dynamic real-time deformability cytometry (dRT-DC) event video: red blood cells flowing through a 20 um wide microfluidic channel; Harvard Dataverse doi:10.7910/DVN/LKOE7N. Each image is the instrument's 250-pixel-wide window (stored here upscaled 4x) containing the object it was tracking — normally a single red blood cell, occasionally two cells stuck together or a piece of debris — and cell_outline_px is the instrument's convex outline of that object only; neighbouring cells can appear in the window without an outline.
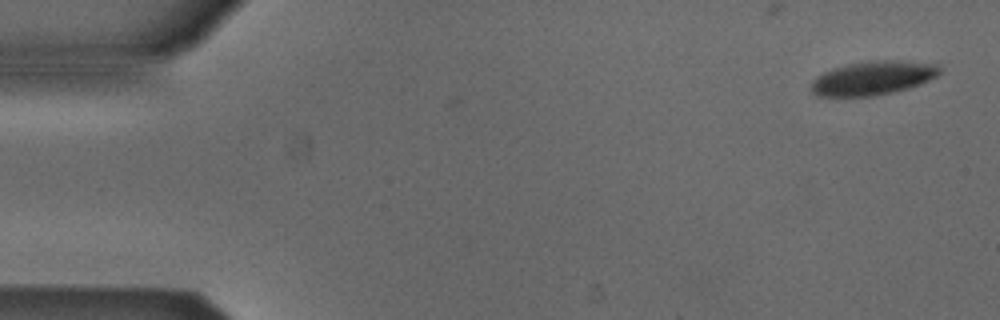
{"species": "Egyptian fruit bat (a non-hibernating species)", "species_latin": "Rousettus aegyptiacus", "temperature_condition": "cold", "stored_images_in_passage": 3, "camera_frame_rate_fps": 3000, "um_per_image_px": 0.085, "animal": {"sex": "male"}, "frame": {"image": 1, "passage_image": 1, "time_ms": 0.0, "image_size_px": [1000, 320], "cell_outline_px": [[940, 72], [936, 76], [920, 84], [908, 88], [892, 92], [872, 96], [816, 96], [812, 92], [812, 80], [816, 76], [832, 68], [848, 64], [872, 60], [888, 60], [936, 64], [940, 68]], "centroid_in_image_um": [74.16, 6.63], "position_along_channel_um": 10.8, "area_um2": 25.09}}